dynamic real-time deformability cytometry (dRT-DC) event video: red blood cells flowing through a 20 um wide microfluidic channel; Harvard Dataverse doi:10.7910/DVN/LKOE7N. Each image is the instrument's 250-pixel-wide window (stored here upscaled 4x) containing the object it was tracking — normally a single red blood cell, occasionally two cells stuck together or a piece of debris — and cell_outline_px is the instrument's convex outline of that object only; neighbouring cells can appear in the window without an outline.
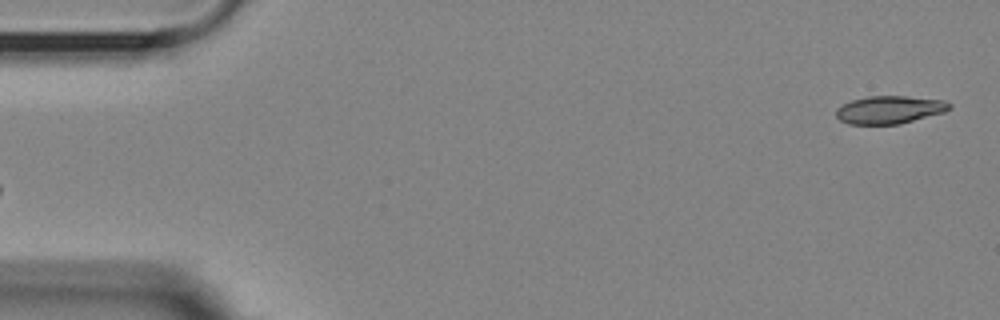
{"species": "Egyptian fruit bat (a non-hibernating species)", "species_latin": "Rousettus aegyptiacus", "temperature_condition": "room temperature", "stored_images_in_passage": 54, "camera_frame_rate_fps": 3000, "um_per_image_px": 0.085, "animal": {"sex": "female"}, "frame": {"image": 1, "passage_image": 1, "time_ms": 0.0, "image_size_px": [1000, 320], "cell_outline_px": [[952, 108], [944, 112], [900, 124], [848, 124], [840, 120], [836, 116], [836, 108], [852, 100], [868, 96], [908, 96], [944, 100], [952, 104]], "centroid_in_image_um": [75.63, 9.32], "position_along_channel_um": 9.4, "area_um2": 18.44}}
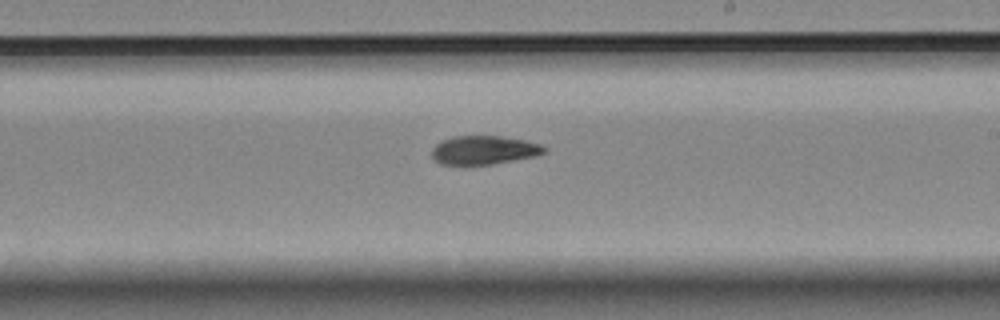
{"frame": {"image": 2, "passage_image": 31, "time_ms": 10.0, "image_size_px": [1000, 320], "cell_outline_px": [[548, 152], [536, 156], [492, 164], [440, 164], [432, 156], [432, 148], [440, 140], [452, 136], [500, 136], [524, 140], [540, 144], [548, 148]], "centroid_in_image_um": [41.16, 12.75], "position_along_channel_um": 247.8, "area_um2": 18.84}}
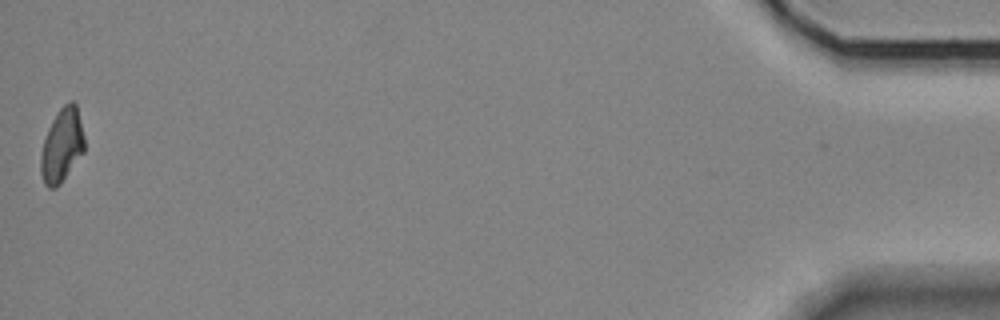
{"frame": {"image": 3, "passage_image": 54, "time_ms": 17.667, "image_size_px": [1000, 320], "cell_outline_px": [[84, 152], [60, 184], [56, 188], [48, 188], [44, 184], [40, 172], [40, 156], [44, 140], [48, 128], [52, 120], [60, 108], [68, 100], [72, 100], [76, 104], [84, 136]], "centroid_in_image_um": [5.25, 12.37], "position_along_channel_um": 429.9, "area_um2": 18.79}, "authors_computed_cell_mechanics": {"area_um2": 19.4208, "velocity_mm_per_s": 3.6121, "shape_relaxation_time_tau1_ms": 4.3592, "shape_relaxation_time_tau2_ms": 8.2137, "deformation_change_tau1": 0.1454, "deformation_change_tau2": 0.1405}}